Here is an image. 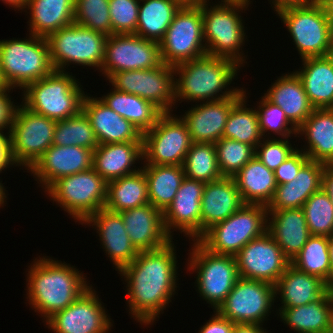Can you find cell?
<instances>
[{
	"mask_svg": "<svg viewBox=\"0 0 333 333\" xmlns=\"http://www.w3.org/2000/svg\"><path fill=\"white\" fill-rule=\"evenodd\" d=\"M291 265L301 272L315 275L332 284V269L328 237L312 235L301 251L291 260Z\"/></svg>",
	"mask_w": 333,
	"mask_h": 333,
	"instance_id": "b9f144b4",
	"label": "cell"
},
{
	"mask_svg": "<svg viewBox=\"0 0 333 333\" xmlns=\"http://www.w3.org/2000/svg\"><path fill=\"white\" fill-rule=\"evenodd\" d=\"M74 24L111 36L109 0H75Z\"/></svg>",
	"mask_w": 333,
	"mask_h": 333,
	"instance_id": "7dc6e473",
	"label": "cell"
},
{
	"mask_svg": "<svg viewBox=\"0 0 333 333\" xmlns=\"http://www.w3.org/2000/svg\"><path fill=\"white\" fill-rule=\"evenodd\" d=\"M99 99L121 117L130 121L142 134L149 131L164 113L149 100L114 88Z\"/></svg>",
	"mask_w": 333,
	"mask_h": 333,
	"instance_id": "8d00e7d4",
	"label": "cell"
},
{
	"mask_svg": "<svg viewBox=\"0 0 333 333\" xmlns=\"http://www.w3.org/2000/svg\"><path fill=\"white\" fill-rule=\"evenodd\" d=\"M75 0H28L29 34L47 38L51 33L74 23Z\"/></svg>",
	"mask_w": 333,
	"mask_h": 333,
	"instance_id": "e575fe53",
	"label": "cell"
},
{
	"mask_svg": "<svg viewBox=\"0 0 333 333\" xmlns=\"http://www.w3.org/2000/svg\"><path fill=\"white\" fill-rule=\"evenodd\" d=\"M267 210V232L291 261L312 236L303 209Z\"/></svg>",
	"mask_w": 333,
	"mask_h": 333,
	"instance_id": "4316f807",
	"label": "cell"
},
{
	"mask_svg": "<svg viewBox=\"0 0 333 333\" xmlns=\"http://www.w3.org/2000/svg\"><path fill=\"white\" fill-rule=\"evenodd\" d=\"M275 301L274 284L239 277L216 311L234 324L263 325Z\"/></svg>",
	"mask_w": 333,
	"mask_h": 333,
	"instance_id": "9a60e30c",
	"label": "cell"
},
{
	"mask_svg": "<svg viewBox=\"0 0 333 333\" xmlns=\"http://www.w3.org/2000/svg\"><path fill=\"white\" fill-rule=\"evenodd\" d=\"M193 242L187 269L197 273L195 286L199 296L217 310L239 278L236 257L212 253L197 240Z\"/></svg>",
	"mask_w": 333,
	"mask_h": 333,
	"instance_id": "9c48e42d",
	"label": "cell"
},
{
	"mask_svg": "<svg viewBox=\"0 0 333 333\" xmlns=\"http://www.w3.org/2000/svg\"><path fill=\"white\" fill-rule=\"evenodd\" d=\"M324 168L325 164L309 160L293 181L277 185L267 209L302 208L310 196L322 188Z\"/></svg>",
	"mask_w": 333,
	"mask_h": 333,
	"instance_id": "f1b7e54d",
	"label": "cell"
},
{
	"mask_svg": "<svg viewBox=\"0 0 333 333\" xmlns=\"http://www.w3.org/2000/svg\"><path fill=\"white\" fill-rule=\"evenodd\" d=\"M263 325L256 324H235L232 333H268Z\"/></svg>",
	"mask_w": 333,
	"mask_h": 333,
	"instance_id": "6f0895ef",
	"label": "cell"
},
{
	"mask_svg": "<svg viewBox=\"0 0 333 333\" xmlns=\"http://www.w3.org/2000/svg\"><path fill=\"white\" fill-rule=\"evenodd\" d=\"M29 35L23 40H0V76L9 88L23 90L54 70L47 39Z\"/></svg>",
	"mask_w": 333,
	"mask_h": 333,
	"instance_id": "5b68a950",
	"label": "cell"
},
{
	"mask_svg": "<svg viewBox=\"0 0 333 333\" xmlns=\"http://www.w3.org/2000/svg\"><path fill=\"white\" fill-rule=\"evenodd\" d=\"M141 170L147 180L149 203L164 212L172 203L185 178L183 166L143 165Z\"/></svg>",
	"mask_w": 333,
	"mask_h": 333,
	"instance_id": "74e56055",
	"label": "cell"
},
{
	"mask_svg": "<svg viewBox=\"0 0 333 333\" xmlns=\"http://www.w3.org/2000/svg\"><path fill=\"white\" fill-rule=\"evenodd\" d=\"M53 145L80 146L92 151L98 147L91 122L83 110L77 115L56 121Z\"/></svg>",
	"mask_w": 333,
	"mask_h": 333,
	"instance_id": "ee69618b",
	"label": "cell"
},
{
	"mask_svg": "<svg viewBox=\"0 0 333 333\" xmlns=\"http://www.w3.org/2000/svg\"><path fill=\"white\" fill-rule=\"evenodd\" d=\"M240 67L232 59L209 55L175 65L174 74L179 76L175 77L176 102L202 103L235 97L242 88L227 86L236 79Z\"/></svg>",
	"mask_w": 333,
	"mask_h": 333,
	"instance_id": "3957f363",
	"label": "cell"
},
{
	"mask_svg": "<svg viewBox=\"0 0 333 333\" xmlns=\"http://www.w3.org/2000/svg\"><path fill=\"white\" fill-rule=\"evenodd\" d=\"M107 182L92 168L56 180L45 193L82 224L104 208Z\"/></svg>",
	"mask_w": 333,
	"mask_h": 333,
	"instance_id": "8fae6325",
	"label": "cell"
},
{
	"mask_svg": "<svg viewBox=\"0 0 333 333\" xmlns=\"http://www.w3.org/2000/svg\"><path fill=\"white\" fill-rule=\"evenodd\" d=\"M56 121L17 105L10 127L11 153L16 167L29 170L53 144Z\"/></svg>",
	"mask_w": 333,
	"mask_h": 333,
	"instance_id": "7c38bea8",
	"label": "cell"
},
{
	"mask_svg": "<svg viewBox=\"0 0 333 333\" xmlns=\"http://www.w3.org/2000/svg\"><path fill=\"white\" fill-rule=\"evenodd\" d=\"M303 67L294 71L301 79L308 99L315 109L333 104V54L302 59Z\"/></svg>",
	"mask_w": 333,
	"mask_h": 333,
	"instance_id": "d6a6232c",
	"label": "cell"
},
{
	"mask_svg": "<svg viewBox=\"0 0 333 333\" xmlns=\"http://www.w3.org/2000/svg\"><path fill=\"white\" fill-rule=\"evenodd\" d=\"M136 35L160 42L181 6L173 0H140Z\"/></svg>",
	"mask_w": 333,
	"mask_h": 333,
	"instance_id": "ab89813d",
	"label": "cell"
},
{
	"mask_svg": "<svg viewBox=\"0 0 333 333\" xmlns=\"http://www.w3.org/2000/svg\"><path fill=\"white\" fill-rule=\"evenodd\" d=\"M311 235L329 237L333 234V204L321 188L302 206Z\"/></svg>",
	"mask_w": 333,
	"mask_h": 333,
	"instance_id": "f6af8a7d",
	"label": "cell"
},
{
	"mask_svg": "<svg viewBox=\"0 0 333 333\" xmlns=\"http://www.w3.org/2000/svg\"><path fill=\"white\" fill-rule=\"evenodd\" d=\"M107 37L74 23L51 33L46 39L53 69L66 71L69 65L76 64L101 70Z\"/></svg>",
	"mask_w": 333,
	"mask_h": 333,
	"instance_id": "30bf717a",
	"label": "cell"
},
{
	"mask_svg": "<svg viewBox=\"0 0 333 333\" xmlns=\"http://www.w3.org/2000/svg\"><path fill=\"white\" fill-rule=\"evenodd\" d=\"M5 4H8L10 7L15 8L14 10H24L26 2L28 0H2Z\"/></svg>",
	"mask_w": 333,
	"mask_h": 333,
	"instance_id": "94428289",
	"label": "cell"
},
{
	"mask_svg": "<svg viewBox=\"0 0 333 333\" xmlns=\"http://www.w3.org/2000/svg\"><path fill=\"white\" fill-rule=\"evenodd\" d=\"M140 0H109L113 34H135Z\"/></svg>",
	"mask_w": 333,
	"mask_h": 333,
	"instance_id": "681fc988",
	"label": "cell"
},
{
	"mask_svg": "<svg viewBox=\"0 0 333 333\" xmlns=\"http://www.w3.org/2000/svg\"><path fill=\"white\" fill-rule=\"evenodd\" d=\"M293 39L301 60L333 52V26L321 4L287 6L276 11Z\"/></svg>",
	"mask_w": 333,
	"mask_h": 333,
	"instance_id": "52a82bcc",
	"label": "cell"
},
{
	"mask_svg": "<svg viewBox=\"0 0 333 333\" xmlns=\"http://www.w3.org/2000/svg\"><path fill=\"white\" fill-rule=\"evenodd\" d=\"M235 257L239 277L274 285L291 264L267 231L248 242Z\"/></svg>",
	"mask_w": 333,
	"mask_h": 333,
	"instance_id": "d6986e66",
	"label": "cell"
},
{
	"mask_svg": "<svg viewBox=\"0 0 333 333\" xmlns=\"http://www.w3.org/2000/svg\"><path fill=\"white\" fill-rule=\"evenodd\" d=\"M164 64L175 66L207 55L200 6L181 7L159 42Z\"/></svg>",
	"mask_w": 333,
	"mask_h": 333,
	"instance_id": "4fadbf2b",
	"label": "cell"
},
{
	"mask_svg": "<svg viewBox=\"0 0 333 333\" xmlns=\"http://www.w3.org/2000/svg\"><path fill=\"white\" fill-rule=\"evenodd\" d=\"M244 95L242 88L235 97L200 102L180 116L187 126L191 141L214 144L220 140L232 107Z\"/></svg>",
	"mask_w": 333,
	"mask_h": 333,
	"instance_id": "7402d4cb",
	"label": "cell"
},
{
	"mask_svg": "<svg viewBox=\"0 0 333 333\" xmlns=\"http://www.w3.org/2000/svg\"><path fill=\"white\" fill-rule=\"evenodd\" d=\"M33 261L26 279L27 301L44 321L67 308L92 286L81 271L65 262L48 256Z\"/></svg>",
	"mask_w": 333,
	"mask_h": 333,
	"instance_id": "7a4b0ae2",
	"label": "cell"
},
{
	"mask_svg": "<svg viewBox=\"0 0 333 333\" xmlns=\"http://www.w3.org/2000/svg\"><path fill=\"white\" fill-rule=\"evenodd\" d=\"M233 177L205 183L201 198V235L244 205Z\"/></svg>",
	"mask_w": 333,
	"mask_h": 333,
	"instance_id": "484cf974",
	"label": "cell"
},
{
	"mask_svg": "<svg viewBox=\"0 0 333 333\" xmlns=\"http://www.w3.org/2000/svg\"><path fill=\"white\" fill-rule=\"evenodd\" d=\"M274 11L287 6H298L311 4V0H271Z\"/></svg>",
	"mask_w": 333,
	"mask_h": 333,
	"instance_id": "680465c9",
	"label": "cell"
},
{
	"mask_svg": "<svg viewBox=\"0 0 333 333\" xmlns=\"http://www.w3.org/2000/svg\"><path fill=\"white\" fill-rule=\"evenodd\" d=\"M297 135L307 142L301 150L309 160L333 165V111L329 108L314 109L297 129Z\"/></svg>",
	"mask_w": 333,
	"mask_h": 333,
	"instance_id": "1f68e13d",
	"label": "cell"
},
{
	"mask_svg": "<svg viewBox=\"0 0 333 333\" xmlns=\"http://www.w3.org/2000/svg\"><path fill=\"white\" fill-rule=\"evenodd\" d=\"M328 289L329 285L321 278L301 272L290 264L275 284V297L280 296V307H296L318 299Z\"/></svg>",
	"mask_w": 333,
	"mask_h": 333,
	"instance_id": "836d02e7",
	"label": "cell"
},
{
	"mask_svg": "<svg viewBox=\"0 0 333 333\" xmlns=\"http://www.w3.org/2000/svg\"><path fill=\"white\" fill-rule=\"evenodd\" d=\"M234 323L221 316L216 310L214 315L203 326L198 333H232Z\"/></svg>",
	"mask_w": 333,
	"mask_h": 333,
	"instance_id": "db71d44e",
	"label": "cell"
},
{
	"mask_svg": "<svg viewBox=\"0 0 333 333\" xmlns=\"http://www.w3.org/2000/svg\"><path fill=\"white\" fill-rule=\"evenodd\" d=\"M164 112L157 123L142 134L143 165L182 166L192 141L185 122Z\"/></svg>",
	"mask_w": 333,
	"mask_h": 333,
	"instance_id": "5bb4252c",
	"label": "cell"
},
{
	"mask_svg": "<svg viewBox=\"0 0 333 333\" xmlns=\"http://www.w3.org/2000/svg\"><path fill=\"white\" fill-rule=\"evenodd\" d=\"M91 286L67 308L45 321L54 333H109L112 320Z\"/></svg>",
	"mask_w": 333,
	"mask_h": 333,
	"instance_id": "ac0fdd59",
	"label": "cell"
},
{
	"mask_svg": "<svg viewBox=\"0 0 333 333\" xmlns=\"http://www.w3.org/2000/svg\"><path fill=\"white\" fill-rule=\"evenodd\" d=\"M107 80L115 90L149 100L163 112H172V107L175 108L174 66L163 63L152 69L116 72Z\"/></svg>",
	"mask_w": 333,
	"mask_h": 333,
	"instance_id": "2e32d148",
	"label": "cell"
},
{
	"mask_svg": "<svg viewBox=\"0 0 333 333\" xmlns=\"http://www.w3.org/2000/svg\"><path fill=\"white\" fill-rule=\"evenodd\" d=\"M322 189L329 195L333 204V165H325L322 175Z\"/></svg>",
	"mask_w": 333,
	"mask_h": 333,
	"instance_id": "9f6ffc18",
	"label": "cell"
},
{
	"mask_svg": "<svg viewBox=\"0 0 333 333\" xmlns=\"http://www.w3.org/2000/svg\"><path fill=\"white\" fill-rule=\"evenodd\" d=\"M83 224L94 226L104 251L113 262L116 271H120L137 257L138 251L130 241L119 212L101 208L89 216Z\"/></svg>",
	"mask_w": 333,
	"mask_h": 333,
	"instance_id": "603a6c76",
	"label": "cell"
},
{
	"mask_svg": "<svg viewBox=\"0 0 333 333\" xmlns=\"http://www.w3.org/2000/svg\"><path fill=\"white\" fill-rule=\"evenodd\" d=\"M309 161L308 156L296 148V150L274 171L277 185L293 181L299 170Z\"/></svg>",
	"mask_w": 333,
	"mask_h": 333,
	"instance_id": "816d5d0a",
	"label": "cell"
},
{
	"mask_svg": "<svg viewBox=\"0 0 333 333\" xmlns=\"http://www.w3.org/2000/svg\"><path fill=\"white\" fill-rule=\"evenodd\" d=\"M245 95L232 107L223 131V137L240 141L248 145L256 146L263 139L256 108H247V95Z\"/></svg>",
	"mask_w": 333,
	"mask_h": 333,
	"instance_id": "60d3db41",
	"label": "cell"
},
{
	"mask_svg": "<svg viewBox=\"0 0 333 333\" xmlns=\"http://www.w3.org/2000/svg\"><path fill=\"white\" fill-rule=\"evenodd\" d=\"M328 245H329V255L332 269V282H333V234L328 237Z\"/></svg>",
	"mask_w": 333,
	"mask_h": 333,
	"instance_id": "be15d7a7",
	"label": "cell"
},
{
	"mask_svg": "<svg viewBox=\"0 0 333 333\" xmlns=\"http://www.w3.org/2000/svg\"><path fill=\"white\" fill-rule=\"evenodd\" d=\"M205 183L184 178L172 203L163 212L166 232L176 229L193 240L201 236V198ZM173 230V231H172Z\"/></svg>",
	"mask_w": 333,
	"mask_h": 333,
	"instance_id": "ffe728a7",
	"label": "cell"
},
{
	"mask_svg": "<svg viewBox=\"0 0 333 333\" xmlns=\"http://www.w3.org/2000/svg\"><path fill=\"white\" fill-rule=\"evenodd\" d=\"M264 96L284 112L287 119L298 129L315 109L304 91L303 83L297 74L279 76Z\"/></svg>",
	"mask_w": 333,
	"mask_h": 333,
	"instance_id": "f546056e",
	"label": "cell"
},
{
	"mask_svg": "<svg viewBox=\"0 0 333 333\" xmlns=\"http://www.w3.org/2000/svg\"><path fill=\"white\" fill-rule=\"evenodd\" d=\"M119 213L138 252L162 248L173 239L166 232L163 212L150 203Z\"/></svg>",
	"mask_w": 333,
	"mask_h": 333,
	"instance_id": "cb8c5ba5",
	"label": "cell"
},
{
	"mask_svg": "<svg viewBox=\"0 0 333 333\" xmlns=\"http://www.w3.org/2000/svg\"><path fill=\"white\" fill-rule=\"evenodd\" d=\"M258 104L256 111L263 138L271 135L270 132H273L275 136H281V138L292 137L291 134L297 137V128L287 119L285 112L278 105L270 102L265 96L261 97Z\"/></svg>",
	"mask_w": 333,
	"mask_h": 333,
	"instance_id": "c3c4849f",
	"label": "cell"
},
{
	"mask_svg": "<svg viewBox=\"0 0 333 333\" xmlns=\"http://www.w3.org/2000/svg\"><path fill=\"white\" fill-rule=\"evenodd\" d=\"M209 2V0H208ZM235 3V4H244V5H248L251 4L252 1L250 0H221V3Z\"/></svg>",
	"mask_w": 333,
	"mask_h": 333,
	"instance_id": "03108f58",
	"label": "cell"
},
{
	"mask_svg": "<svg viewBox=\"0 0 333 333\" xmlns=\"http://www.w3.org/2000/svg\"><path fill=\"white\" fill-rule=\"evenodd\" d=\"M325 0H311V4H321Z\"/></svg>",
	"mask_w": 333,
	"mask_h": 333,
	"instance_id": "a7ac6f4b",
	"label": "cell"
},
{
	"mask_svg": "<svg viewBox=\"0 0 333 333\" xmlns=\"http://www.w3.org/2000/svg\"><path fill=\"white\" fill-rule=\"evenodd\" d=\"M326 16L333 26V0H325L321 3Z\"/></svg>",
	"mask_w": 333,
	"mask_h": 333,
	"instance_id": "91938a15",
	"label": "cell"
},
{
	"mask_svg": "<svg viewBox=\"0 0 333 333\" xmlns=\"http://www.w3.org/2000/svg\"><path fill=\"white\" fill-rule=\"evenodd\" d=\"M67 71L53 70L31 84L23 92L21 104L34 113L55 121L77 115L85 96L82 85Z\"/></svg>",
	"mask_w": 333,
	"mask_h": 333,
	"instance_id": "277c9868",
	"label": "cell"
},
{
	"mask_svg": "<svg viewBox=\"0 0 333 333\" xmlns=\"http://www.w3.org/2000/svg\"><path fill=\"white\" fill-rule=\"evenodd\" d=\"M263 138L255 148V157L269 170L275 171L295 150L287 138ZM279 138V139H278Z\"/></svg>",
	"mask_w": 333,
	"mask_h": 333,
	"instance_id": "f907efd6",
	"label": "cell"
},
{
	"mask_svg": "<svg viewBox=\"0 0 333 333\" xmlns=\"http://www.w3.org/2000/svg\"><path fill=\"white\" fill-rule=\"evenodd\" d=\"M245 204L268 206L277 183L274 171L269 170L255 156L233 177Z\"/></svg>",
	"mask_w": 333,
	"mask_h": 333,
	"instance_id": "d590c367",
	"label": "cell"
},
{
	"mask_svg": "<svg viewBox=\"0 0 333 333\" xmlns=\"http://www.w3.org/2000/svg\"><path fill=\"white\" fill-rule=\"evenodd\" d=\"M207 2L200 6L202 9L203 38L206 44L207 55L232 59L244 67V63L247 62H245V55L242 53V46H244L246 40V33L242 16L239 14H241V10L243 12L249 6L221 3L220 1V4L211 6Z\"/></svg>",
	"mask_w": 333,
	"mask_h": 333,
	"instance_id": "8992f818",
	"label": "cell"
},
{
	"mask_svg": "<svg viewBox=\"0 0 333 333\" xmlns=\"http://www.w3.org/2000/svg\"><path fill=\"white\" fill-rule=\"evenodd\" d=\"M5 87V84L3 83L2 79H1V76H0V89Z\"/></svg>",
	"mask_w": 333,
	"mask_h": 333,
	"instance_id": "89a4df30",
	"label": "cell"
},
{
	"mask_svg": "<svg viewBox=\"0 0 333 333\" xmlns=\"http://www.w3.org/2000/svg\"><path fill=\"white\" fill-rule=\"evenodd\" d=\"M92 163L91 149L52 144L29 171L46 191L59 178L88 170L92 168Z\"/></svg>",
	"mask_w": 333,
	"mask_h": 333,
	"instance_id": "44dd1931",
	"label": "cell"
},
{
	"mask_svg": "<svg viewBox=\"0 0 333 333\" xmlns=\"http://www.w3.org/2000/svg\"><path fill=\"white\" fill-rule=\"evenodd\" d=\"M214 144L223 177H234L255 156V148L240 141L222 137Z\"/></svg>",
	"mask_w": 333,
	"mask_h": 333,
	"instance_id": "bcb514c9",
	"label": "cell"
},
{
	"mask_svg": "<svg viewBox=\"0 0 333 333\" xmlns=\"http://www.w3.org/2000/svg\"><path fill=\"white\" fill-rule=\"evenodd\" d=\"M139 160H143V142L101 144L93 151L92 167L108 183L141 170L133 169Z\"/></svg>",
	"mask_w": 333,
	"mask_h": 333,
	"instance_id": "83f0119b",
	"label": "cell"
},
{
	"mask_svg": "<svg viewBox=\"0 0 333 333\" xmlns=\"http://www.w3.org/2000/svg\"><path fill=\"white\" fill-rule=\"evenodd\" d=\"M162 64L159 42L136 34H113L107 37L100 72L108 79L116 72L152 69Z\"/></svg>",
	"mask_w": 333,
	"mask_h": 333,
	"instance_id": "e0dca14e",
	"label": "cell"
},
{
	"mask_svg": "<svg viewBox=\"0 0 333 333\" xmlns=\"http://www.w3.org/2000/svg\"><path fill=\"white\" fill-rule=\"evenodd\" d=\"M82 110L88 116L99 145L119 142H143L142 133L109 108L98 97L84 96Z\"/></svg>",
	"mask_w": 333,
	"mask_h": 333,
	"instance_id": "d4e9b609",
	"label": "cell"
},
{
	"mask_svg": "<svg viewBox=\"0 0 333 333\" xmlns=\"http://www.w3.org/2000/svg\"><path fill=\"white\" fill-rule=\"evenodd\" d=\"M172 242L156 250L138 252L133 262L118 272L127 283L129 313L146 327L159 318L176 294L178 264Z\"/></svg>",
	"mask_w": 333,
	"mask_h": 333,
	"instance_id": "6da1fadb",
	"label": "cell"
},
{
	"mask_svg": "<svg viewBox=\"0 0 333 333\" xmlns=\"http://www.w3.org/2000/svg\"><path fill=\"white\" fill-rule=\"evenodd\" d=\"M13 165L16 166L11 153L10 131L4 134V130H0V173Z\"/></svg>",
	"mask_w": 333,
	"mask_h": 333,
	"instance_id": "11a10c76",
	"label": "cell"
},
{
	"mask_svg": "<svg viewBox=\"0 0 333 333\" xmlns=\"http://www.w3.org/2000/svg\"><path fill=\"white\" fill-rule=\"evenodd\" d=\"M277 310L281 321L294 332L328 333L333 314V296L329 288L322 296L308 304L279 307Z\"/></svg>",
	"mask_w": 333,
	"mask_h": 333,
	"instance_id": "4dcf8cb0",
	"label": "cell"
},
{
	"mask_svg": "<svg viewBox=\"0 0 333 333\" xmlns=\"http://www.w3.org/2000/svg\"><path fill=\"white\" fill-rule=\"evenodd\" d=\"M267 215V206L244 204L226 220L211 226L197 241L212 253L235 256L267 231Z\"/></svg>",
	"mask_w": 333,
	"mask_h": 333,
	"instance_id": "ba28073f",
	"label": "cell"
},
{
	"mask_svg": "<svg viewBox=\"0 0 333 333\" xmlns=\"http://www.w3.org/2000/svg\"><path fill=\"white\" fill-rule=\"evenodd\" d=\"M13 91V88L5 86L0 89V130L8 129L10 131L11 124L13 122L16 105L11 101V97L8 93ZM8 92V93H7Z\"/></svg>",
	"mask_w": 333,
	"mask_h": 333,
	"instance_id": "f5cc1de1",
	"label": "cell"
},
{
	"mask_svg": "<svg viewBox=\"0 0 333 333\" xmlns=\"http://www.w3.org/2000/svg\"><path fill=\"white\" fill-rule=\"evenodd\" d=\"M328 333H333V314H332V317H331L330 328L328 330Z\"/></svg>",
	"mask_w": 333,
	"mask_h": 333,
	"instance_id": "003e7915",
	"label": "cell"
},
{
	"mask_svg": "<svg viewBox=\"0 0 333 333\" xmlns=\"http://www.w3.org/2000/svg\"><path fill=\"white\" fill-rule=\"evenodd\" d=\"M176 1L181 7L185 6H201L208 0H173Z\"/></svg>",
	"mask_w": 333,
	"mask_h": 333,
	"instance_id": "6125c7cd",
	"label": "cell"
},
{
	"mask_svg": "<svg viewBox=\"0 0 333 333\" xmlns=\"http://www.w3.org/2000/svg\"><path fill=\"white\" fill-rule=\"evenodd\" d=\"M329 288H330V292H331V294H332V296H333V282H332V284L329 286Z\"/></svg>",
	"mask_w": 333,
	"mask_h": 333,
	"instance_id": "2644e50d",
	"label": "cell"
},
{
	"mask_svg": "<svg viewBox=\"0 0 333 333\" xmlns=\"http://www.w3.org/2000/svg\"><path fill=\"white\" fill-rule=\"evenodd\" d=\"M5 191V187L0 182V207H3V205H5L4 203L6 202L7 194L5 193Z\"/></svg>",
	"mask_w": 333,
	"mask_h": 333,
	"instance_id": "e7e4bbea",
	"label": "cell"
},
{
	"mask_svg": "<svg viewBox=\"0 0 333 333\" xmlns=\"http://www.w3.org/2000/svg\"><path fill=\"white\" fill-rule=\"evenodd\" d=\"M182 166L185 177L192 180L207 183L223 177L219 171L213 143L192 142Z\"/></svg>",
	"mask_w": 333,
	"mask_h": 333,
	"instance_id": "7bdbcfd3",
	"label": "cell"
},
{
	"mask_svg": "<svg viewBox=\"0 0 333 333\" xmlns=\"http://www.w3.org/2000/svg\"><path fill=\"white\" fill-rule=\"evenodd\" d=\"M147 203V180L142 170L107 183L104 208L123 212Z\"/></svg>",
	"mask_w": 333,
	"mask_h": 333,
	"instance_id": "f35d334b",
	"label": "cell"
}]
</instances>
